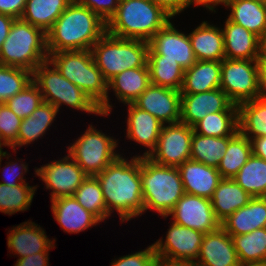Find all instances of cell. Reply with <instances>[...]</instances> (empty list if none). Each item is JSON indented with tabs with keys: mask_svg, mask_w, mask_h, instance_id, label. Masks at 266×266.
<instances>
[{
	"mask_svg": "<svg viewBox=\"0 0 266 266\" xmlns=\"http://www.w3.org/2000/svg\"><path fill=\"white\" fill-rule=\"evenodd\" d=\"M58 112L52 104L43 102L30 116L22 119L17 136V147L31 144L44 136Z\"/></svg>",
	"mask_w": 266,
	"mask_h": 266,
	"instance_id": "obj_31",
	"label": "cell"
},
{
	"mask_svg": "<svg viewBox=\"0 0 266 266\" xmlns=\"http://www.w3.org/2000/svg\"><path fill=\"white\" fill-rule=\"evenodd\" d=\"M67 155L61 160H54L40 168H35V174L45 183L46 189L52 190L51 200L73 196L88 177L75 160L69 154Z\"/></svg>",
	"mask_w": 266,
	"mask_h": 266,
	"instance_id": "obj_12",
	"label": "cell"
},
{
	"mask_svg": "<svg viewBox=\"0 0 266 266\" xmlns=\"http://www.w3.org/2000/svg\"><path fill=\"white\" fill-rule=\"evenodd\" d=\"M220 88L236 105L260 98L257 61L224 58Z\"/></svg>",
	"mask_w": 266,
	"mask_h": 266,
	"instance_id": "obj_10",
	"label": "cell"
},
{
	"mask_svg": "<svg viewBox=\"0 0 266 266\" xmlns=\"http://www.w3.org/2000/svg\"><path fill=\"white\" fill-rule=\"evenodd\" d=\"M140 156H133L128 161L121 154L95 176L101 185L109 216L115 210L121 222L144 214Z\"/></svg>",
	"mask_w": 266,
	"mask_h": 266,
	"instance_id": "obj_1",
	"label": "cell"
},
{
	"mask_svg": "<svg viewBox=\"0 0 266 266\" xmlns=\"http://www.w3.org/2000/svg\"><path fill=\"white\" fill-rule=\"evenodd\" d=\"M189 38L195 57L200 61H222L225 58L222 29L203 21Z\"/></svg>",
	"mask_w": 266,
	"mask_h": 266,
	"instance_id": "obj_25",
	"label": "cell"
},
{
	"mask_svg": "<svg viewBox=\"0 0 266 266\" xmlns=\"http://www.w3.org/2000/svg\"><path fill=\"white\" fill-rule=\"evenodd\" d=\"M36 186H30L28 183L9 186L0 183V212L12 215L19 211L29 209Z\"/></svg>",
	"mask_w": 266,
	"mask_h": 266,
	"instance_id": "obj_40",
	"label": "cell"
},
{
	"mask_svg": "<svg viewBox=\"0 0 266 266\" xmlns=\"http://www.w3.org/2000/svg\"><path fill=\"white\" fill-rule=\"evenodd\" d=\"M144 212L156 211L163 218L185 194L178 167L160 165L140 156Z\"/></svg>",
	"mask_w": 266,
	"mask_h": 266,
	"instance_id": "obj_5",
	"label": "cell"
},
{
	"mask_svg": "<svg viewBox=\"0 0 266 266\" xmlns=\"http://www.w3.org/2000/svg\"><path fill=\"white\" fill-rule=\"evenodd\" d=\"M3 180L4 182L0 181L2 184H6L9 186L19 185L26 183L25 177L23 175L28 170V164L20 163V165L17 162H7L6 166L3 167ZM5 172V173H4ZM24 173V174H23ZM5 174V175H4Z\"/></svg>",
	"mask_w": 266,
	"mask_h": 266,
	"instance_id": "obj_46",
	"label": "cell"
},
{
	"mask_svg": "<svg viewBox=\"0 0 266 266\" xmlns=\"http://www.w3.org/2000/svg\"><path fill=\"white\" fill-rule=\"evenodd\" d=\"M44 102L37 85L32 81L21 92L8 99L5 104L19 118L24 119L31 115Z\"/></svg>",
	"mask_w": 266,
	"mask_h": 266,
	"instance_id": "obj_42",
	"label": "cell"
},
{
	"mask_svg": "<svg viewBox=\"0 0 266 266\" xmlns=\"http://www.w3.org/2000/svg\"><path fill=\"white\" fill-rule=\"evenodd\" d=\"M90 51L107 82L124 70L148 67V41L119 38L106 32Z\"/></svg>",
	"mask_w": 266,
	"mask_h": 266,
	"instance_id": "obj_7",
	"label": "cell"
},
{
	"mask_svg": "<svg viewBox=\"0 0 266 266\" xmlns=\"http://www.w3.org/2000/svg\"><path fill=\"white\" fill-rule=\"evenodd\" d=\"M127 134L126 137L147 147L143 157L149 156L156 148L163 123L150 113L128 103Z\"/></svg>",
	"mask_w": 266,
	"mask_h": 266,
	"instance_id": "obj_22",
	"label": "cell"
},
{
	"mask_svg": "<svg viewBox=\"0 0 266 266\" xmlns=\"http://www.w3.org/2000/svg\"><path fill=\"white\" fill-rule=\"evenodd\" d=\"M232 239L240 263H266V227Z\"/></svg>",
	"mask_w": 266,
	"mask_h": 266,
	"instance_id": "obj_37",
	"label": "cell"
},
{
	"mask_svg": "<svg viewBox=\"0 0 266 266\" xmlns=\"http://www.w3.org/2000/svg\"><path fill=\"white\" fill-rule=\"evenodd\" d=\"M221 111H238L226 93L217 88L196 94H181L180 122L193 127L207 114Z\"/></svg>",
	"mask_w": 266,
	"mask_h": 266,
	"instance_id": "obj_16",
	"label": "cell"
},
{
	"mask_svg": "<svg viewBox=\"0 0 266 266\" xmlns=\"http://www.w3.org/2000/svg\"><path fill=\"white\" fill-rule=\"evenodd\" d=\"M250 141L252 154L266 160V136L255 137Z\"/></svg>",
	"mask_w": 266,
	"mask_h": 266,
	"instance_id": "obj_52",
	"label": "cell"
},
{
	"mask_svg": "<svg viewBox=\"0 0 266 266\" xmlns=\"http://www.w3.org/2000/svg\"><path fill=\"white\" fill-rule=\"evenodd\" d=\"M256 1L266 4V0H256Z\"/></svg>",
	"mask_w": 266,
	"mask_h": 266,
	"instance_id": "obj_58",
	"label": "cell"
},
{
	"mask_svg": "<svg viewBox=\"0 0 266 266\" xmlns=\"http://www.w3.org/2000/svg\"><path fill=\"white\" fill-rule=\"evenodd\" d=\"M233 179L252 197H266V160L252 154Z\"/></svg>",
	"mask_w": 266,
	"mask_h": 266,
	"instance_id": "obj_36",
	"label": "cell"
},
{
	"mask_svg": "<svg viewBox=\"0 0 266 266\" xmlns=\"http://www.w3.org/2000/svg\"><path fill=\"white\" fill-rule=\"evenodd\" d=\"M49 253L30 254L16 261L14 266H49Z\"/></svg>",
	"mask_w": 266,
	"mask_h": 266,
	"instance_id": "obj_49",
	"label": "cell"
},
{
	"mask_svg": "<svg viewBox=\"0 0 266 266\" xmlns=\"http://www.w3.org/2000/svg\"><path fill=\"white\" fill-rule=\"evenodd\" d=\"M150 84L148 67H138L115 75L107 82V89L114 91L117 100L128 104L133 103Z\"/></svg>",
	"mask_w": 266,
	"mask_h": 266,
	"instance_id": "obj_29",
	"label": "cell"
},
{
	"mask_svg": "<svg viewBox=\"0 0 266 266\" xmlns=\"http://www.w3.org/2000/svg\"><path fill=\"white\" fill-rule=\"evenodd\" d=\"M73 196L84 209L93 213L101 222L109 217L101 185L95 176H88Z\"/></svg>",
	"mask_w": 266,
	"mask_h": 266,
	"instance_id": "obj_39",
	"label": "cell"
},
{
	"mask_svg": "<svg viewBox=\"0 0 266 266\" xmlns=\"http://www.w3.org/2000/svg\"><path fill=\"white\" fill-rule=\"evenodd\" d=\"M238 125L249 140L266 136V99L260 97L239 104Z\"/></svg>",
	"mask_w": 266,
	"mask_h": 266,
	"instance_id": "obj_32",
	"label": "cell"
},
{
	"mask_svg": "<svg viewBox=\"0 0 266 266\" xmlns=\"http://www.w3.org/2000/svg\"><path fill=\"white\" fill-rule=\"evenodd\" d=\"M15 18L0 14V49L2 47V44L4 43L5 39L9 35L10 28L14 22Z\"/></svg>",
	"mask_w": 266,
	"mask_h": 266,
	"instance_id": "obj_53",
	"label": "cell"
},
{
	"mask_svg": "<svg viewBox=\"0 0 266 266\" xmlns=\"http://www.w3.org/2000/svg\"><path fill=\"white\" fill-rule=\"evenodd\" d=\"M73 0H27L20 19L47 33Z\"/></svg>",
	"mask_w": 266,
	"mask_h": 266,
	"instance_id": "obj_30",
	"label": "cell"
},
{
	"mask_svg": "<svg viewBox=\"0 0 266 266\" xmlns=\"http://www.w3.org/2000/svg\"><path fill=\"white\" fill-rule=\"evenodd\" d=\"M196 263L199 266H239L232 237L222 227L204 234Z\"/></svg>",
	"mask_w": 266,
	"mask_h": 266,
	"instance_id": "obj_18",
	"label": "cell"
},
{
	"mask_svg": "<svg viewBox=\"0 0 266 266\" xmlns=\"http://www.w3.org/2000/svg\"><path fill=\"white\" fill-rule=\"evenodd\" d=\"M27 0H0V14L21 18Z\"/></svg>",
	"mask_w": 266,
	"mask_h": 266,
	"instance_id": "obj_48",
	"label": "cell"
},
{
	"mask_svg": "<svg viewBox=\"0 0 266 266\" xmlns=\"http://www.w3.org/2000/svg\"><path fill=\"white\" fill-rule=\"evenodd\" d=\"M228 20L243 26L260 39L266 34V4L256 0H230Z\"/></svg>",
	"mask_w": 266,
	"mask_h": 266,
	"instance_id": "obj_27",
	"label": "cell"
},
{
	"mask_svg": "<svg viewBox=\"0 0 266 266\" xmlns=\"http://www.w3.org/2000/svg\"><path fill=\"white\" fill-rule=\"evenodd\" d=\"M173 17L151 0H120L106 23V32L119 38L149 41Z\"/></svg>",
	"mask_w": 266,
	"mask_h": 266,
	"instance_id": "obj_4",
	"label": "cell"
},
{
	"mask_svg": "<svg viewBox=\"0 0 266 266\" xmlns=\"http://www.w3.org/2000/svg\"><path fill=\"white\" fill-rule=\"evenodd\" d=\"M193 127L182 122L164 124L156 148L147 156L160 165L176 166L191 159Z\"/></svg>",
	"mask_w": 266,
	"mask_h": 266,
	"instance_id": "obj_11",
	"label": "cell"
},
{
	"mask_svg": "<svg viewBox=\"0 0 266 266\" xmlns=\"http://www.w3.org/2000/svg\"><path fill=\"white\" fill-rule=\"evenodd\" d=\"M3 148L0 149V168H1V162H2V158L5 157L7 159H9V155L6 151L2 150ZM7 156V157H6Z\"/></svg>",
	"mask_w": 266,
	"mask_h": 266,
	"instance_id": "obj_56",
	"label": "cell"
},
{
	"mask_svg": "<svg viewBox=\"0 0 266 266\" xmlns=\"http://www.w3.org/2000/svg\"><path fill=\"white\" fill-rule=\"evenodd\" d=\"M56 239H49L40 225L27 221L12 227L7 237V246L18 259L28 255L49 252L54 248Z\"/></svg>",
	"mask_w": 266,
	"mask_h": 266,
	"instance_id": "obj_19",
	"label": "cell"
},
{
	"mask_svg": "<svg viewBox=\"0 0 266 266\" xmlns=\"http://www.w3.org/2000/svg\"><path fill=\"white\" fill-rule=\"evenodd\" d=\"M168 216H172L174 223L204 234L214 232L221 227L210 199L201 196L185 193Z\"/></svg>",
	"mask_w": 266,
	"mask_h": 266,
	"instance_id": "obj_13",
	"label": "cell"
},
{
	"mask_svg": "<svg viewBox=\"0 0 266 266\" xmlns=\"http://www.w3.org/2000/svg\"><path fill=\"white\" fill-rule=\"evenodd\" d=\"M170 225L165 240L161 238L153 244L155 253L168 258L196 262L204 233L174 222Z\"/></svg>",
	"mask_w": 266,
	"mask_h": 266,
	"instance_id": "obj_15",
	"label": "cell"
},
{
	"mask_svg": "<svg viewBox=\"0 0 266 266\" xmlns=\"http://www.w3.org/2000/svg\"><path fill=\"white\" fill-rule=\"evenodd\" d=\"M260 84V97L266 99V57L261 53L256 59Z\"/></svg>",
	"mask_w": 266,
	"mask_h": 266,
	"instance_id": "obj_50",
	"label": "cell"
},
{
	"mask_svg": "<svg viewBox=\"0 0 266 266\" xmlns=\"http://www.w3.org/2000/svg\"><path fill=\"white\" fill-rule=\"evenodd\" d=\"M230 0H191L192 5L198 7V6H204L206 9L214 13L216 12L215 8L217 5L224 4V6H227Z\"/></svg>",
	"mask_w": 266,
	"mask_h": 266,
	"instance_id": "obj_54",
	"label": "cell"
},
{
	"mask_svg": "<svg viewBox=\"0 0 266 266\" xmlns=\"http://www.w3.org/2000/svg\"><path fill=\"white\" fill-rule=\"evenodd\" d=\"M148 55H164V59L177 61L184 70L196 62L189 34L178 31L170 21L148 41Z\"/></svg>",
	"mask_w": 266,
	"mask_h": 266,
	"instance_id": "obj_14",
	"label": "cell"
},
{
	"mask_svg": "<svg viewBox=\"0 0 266 266\" xmlns=\"http://www.w3.org/2000/svg\"><path fill=\"white\" fill-rule=\"evenodd\" d=\"M32 82L29 70L0 65V103H5Z\"/></svg>",
	"mask_w": 266,
	"mask_h": 266,
	"instance_id": "obj_41",
	"label": "cell"
},
{
	"mask_svg": "<svg viewBox=\"0 0 266 266\" xmlns=\"http://www.w3.org/2000/svg\"><path fill=\"white\" fill-rule=\"evenodd\" d=\"M154 4L163 8L173 18L192 5L191 0H151Z\"/></svg>",
	"mask_w": 266,
	"mask_h": 266,
	"instance_id": "obj_47",
	"label": "cell"
},
{
	"mask_svg": "<svg viewBox=\"0 0 266 266\" xmlns=\"http://www.w3.org/2000/svg\"><path fill=\"white\" fill-rule=\"evenodd\" d=\"M224 28L225 58L256 60L260 55L261 39L243 26L226 19Z\"/></svg>",
	"mask_w": 266,
	"mask_h": 266,
	"instance_id": "obj_24",
	"label": "cell"
},
{
	"mask_svg": "<svg viewBox=\"0 0 266 266\" xmlns=\"http://www.w3.org/2000/svg\"><path fill=\"white\" fill-rule=\"evenodd\" d=\"M233 136L211 137L193 131L191 141V160L217 168Z\"/></svg>",
	"mask_w": 266,
	"mask_h": 266,
	"instance_id": "obj_33",
	"label": "cell"
},
{
	"mask_svg": "<svg viewBox=\"0 0 266 266\" xmlns=\"http://www.w3.org/2000/svg\"><path fill=\"white\" fill-rule=\"evenodd\" d=\"M239 266H266V263H251V264L240 263Z\"/></svg>",
	"mask_w": 266,
	"mask_h": 266,
	"instance_id": "obj_57",
	"label": "cell"
},
{
	"mask_svg": "<svg viewBox=\"0 0 266 266\" xmlns=\"http://www.w3.org/2000/svg\"><path fill=\"white\" fill-rule=\"evenodd\" d=\"M48 58L46 33L20 18L15 19L0 49V65L33 72Z\"/></svg>",
	"mask_w": 266,
	"mask_h": 266,
	"instance_id": "obj_6",
	"label": "cell"
},
{
	"mask_svg": "<svg viewBox=\"0 0 266 266\" xmlns=\"http://www.w3.org/2000/svg\"><path fill=\"white\" fill-rule=\"evenodd\" d=\"M221 61H200L185 70L181 94H196L220 88Z\"/></svg>",
	"mask_w": 266,
	"mask_h": 266,
	"instance_id": "obj_26",
	"label": "cell"
},
{
	"mask_svg": "<svg viewBox=\"0 0 266 266\" xmlns=\"http://www.w3.org/2000/svg\"><path fill=\"white\" fill-rule=\"evenodd\" d=\"M32 81L40 90L43 100L59 111L62 105L87 113L101 115L100 109L76 85L61 75L49 61L40 64L32 72Z\"/></svg>",
	"mask_w": 266,
	"mask_h": 266,
	"instance_id": "obj_8",
	"label": "cell"
},
{
	"mask_svg": "<svg viewBox=\"0 0 266 266\" xmlns=\"http://www.w3.org/2000/svg\"><path fill=\"white\" fill-rule=\"evenodd\" d=\"M154 266H199L195 261L178 260L156 254Z\"/></svg>",
	"mask_w": 266,
	"mask_h": 266,
	"instance_id": "obj_51",
	"label": "cell"
},
{
	"mask_svg": "<svg viewBox=\"0 0 266 266\" xmlns=\"http://www.w3.org/2000/svg\"><path fill=\"white\" fill-rule=\"evenodd\" d=\"M22 119L5 104H0V146H8L15 152Z\"/></svg>",
	"mask_w": 266,
	"mask_h": 266,
	"instance_id": "obj_43",
	"label": "cell"
},
{
	"mask_svg": "<svg viewBox=\"0 0 266 266\" xmlns=\"http://www.w3.org/2000/svg\"><path fill=\"white\" fill-rule=\"evenodd\" d=\"M48 60L71 83L78 86L100 109L101 116H108L110 105L107 81L96 66L90 50H71L51 53Z\"/></svg>",
	"mask_w": 266,
	"mask_h": 266,
	"instance_id": "obj_3",
	"label": "cell"
},
{
	"mask_svg": "<svg viewBox=\"0 0 266 266\" xmlns=\"http://www.w3.org/2000/svg\"><path fill=\"white\" fill-rule=\"evenodd\" d=\"M260 53L266 57V34L261 38Z\"/></svg>",
	"mask_w": 266,
	"mask_h": 266,
	"instance_id": "obj_55",
	"label": "cell"
},
{
	"mask_svg": "<svg viewBox=\"0 0 266 266\" xmlns=\"http://www.w3.org/2000/svg\"><path fill=\"white\" fill-rule=\"evenodd\" d=\"M184 192L210 199L223 179L217 168L193 160L178 166Z\"/></svg>",
	"mask_w": 266,
	"mask_h": 266,
	"instance_id": "obj_20",
	"label": "cell"
},
{
	"mask_svg": "<svg viewBox=\"0 0 266 266\" xmlns=\"http://www.w3.org/2000/svg\"><path fill=\"white\" fill-rule=\"evenodd\" d=\"M106 33V22L73 0L46 33L47 51L90 50Z\"/></svg>",
	"mask_w": 266,
	"mask_h": 266,
	"instance_id": "obj_2",
	"label": "cell"
},
{
	"mask_svg": "<svg viewBox=\"0 0 266 266\" xmlns=\"http://www.w3.org/2000/svg\"><path fill=\"white\" fill-rule=\"evenodd\" d=\"M97 14L106 23L116 13L120 0H75Z\"/></svg>",
	"mask_w": 266,
	"mask_h": 266,
	"instance_id": "obj_45",
	"label": "cell"
},
{
	"mask_svg": "<svg viewBox=\"0 0 266 266\" xmlns=\"http://www.w3.org/2000/svg\"><path fill=\"white\" fill-rule=\"evenodd\" d=\"M51 203L54 218L66 233L78 234L101 222L93 213L84 209L74 196L57 198L51 200Z\"/></svg>",
	"mask_w": 266,
	"mask_h": 266,
	"instance_id": "obj_21",
	"label": "cell"
},
{
	"mask_svg": "<svg viewBox=\"0 0 266 266\" xmlns=\"http://www.w3.org/2000/svg\"><path fill=\"white\" fill-rule=\"evenodd\" d=\"M147 66L151 84L181 90L185 70L177 61L164 59V55H148Z\"/></svg>",
	"mask_w": 266,
	"mask_h": 266,
	"instance_id": "obj_34",
	"label": "cell"
},
{
	"mask_svg": "<svg viewBox=\"0 0 266 266\" xmlns=\"http://www.w3.org/2000/svg\"><path fill=\"white\" fill-rule=\"evenodd\" d=\"M221 227L232 237L266 227V197H252L249 203L229 215Z\"/></svg>",
	"mask_w": 266,
	"mask_h": 266,
	"instance_id": "obj_23",
	"label": "cell"
},
{
	"mask_svg": "<svg viewBox=\"0 0 266 266\" xmlns=\"http://www.w3.org/2000/svg\"><path fill=\"white\" fill-rule=\"evenodd\" d=\"M117 141L113 136L111 138L97 131L91 124L82 136L67 147L68 154L88 176H96L121 155L115 150Z\"/></svg>",
	"mask_w": 266,
	"mask_h": 266,
	"instance_id": "obj_9",
	"label": "cell"
},
{
	"mask_svg": "<svg viewBox=\"0 0 266 266\" xmlns=\"http://www.w3.org/2000/svg\"><path fill=\"white\" fill-rule=\"evenodd\" d=\"M252 155L251 141L238 131L228 142V147L217 167L222 178H233Z\"/></svg>",
	"mask_w": 266,
	"mask_h": 266,
	"instance_id": "obj_35",
	"label": "cell"
},
{
	"mask_svg": "<svg viewBox=\"0 0 266 266\" xmlns=\"http://www.w3.org/2000/svg\"><path fill=\"white\" fill-rule=\"evenodd\" d=\"M133 104L139 109L150 113L163 124L180 122V91L150 84Z\"/></svg>",
	"mask_w": 266,
	"mask_h": 266,
	"instance_id": "obj_17",
	"label": "cell"
},
{
	"mask_svg": "<svg viewBox=\"0 0 266 266\" xmlns=\"http://www.w3.org/2000/svg\"><path fill=\"white\" fill-rule=\"evenodd\" d=\"M252 198L233 178H223L210 201L220 223L229 215L247 205Z\"/></svg>",
	"mask_w": 266,
	"mask_h": 266,
	"instance_id": "obj_28",
	"label": "cell"
},
{
	"mask_svg": "<svg viewBox=\"0 0 266 266\" xmlns=\"http://www.w3.org/2000/svg\"><path fill=\"white\" fill-rule=\"evenodd\" d=\"M156 253L153 244L143 251L119 257L111 262V266H154Z\"/></svg>",
	"mask_w": 266,
	"mask_h": 266,
	"instance_id": "obj_44",
	"label": "cell"
},
{
	"mask_svg": "<svg viewBox=\"0 0 266 266\" xmlns=\"http://www.w3.org/2000/svg\"><path fill=\"white\" fill-rule=\"evenodd\" d=\"M195 133L211 137L234 136L239 131L238 111L207 114L194 126Z\"/></svg>",
	"mask_w": 266,
	"mask_h": 266,
	"instance_id": "obj_38",
	"label": "cell"
}]
</instances>
